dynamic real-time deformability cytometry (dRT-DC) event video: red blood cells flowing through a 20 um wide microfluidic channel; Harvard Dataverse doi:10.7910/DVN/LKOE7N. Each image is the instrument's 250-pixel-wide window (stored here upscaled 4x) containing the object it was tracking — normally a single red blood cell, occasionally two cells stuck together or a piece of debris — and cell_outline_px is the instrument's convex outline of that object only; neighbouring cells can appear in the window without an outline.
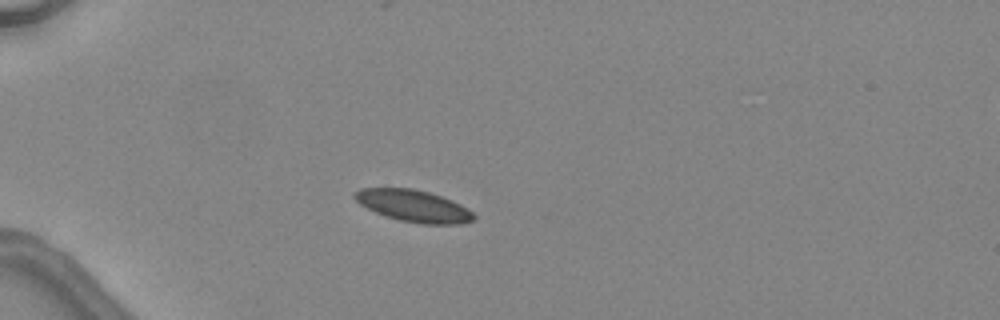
{"species": "common noctule bat (a hibernating species)", "species_latin": "Nyctalus noctula", "temperature_condition": "warm", "stored_images_in_passage": 5, "camera_frame_rate_fps": 3000, "um_per_image_px": 0.085, "animal": {"sex": "female", "body_mass_g": 24.6, "forearm_length_mm": 56.2}, "frame": {"image": 1, "passage_image": 4, "time_ms": 6.333, "image_size_px": [1000, 320], "cell_outline_px": [[476, 216], [472, 220], [460, 224], [424, 224], [400, 220], [376, 212], [360, 204], [352, 196], [352, 192], [360, 188], [412, 188], [428, 192], [452, 200], [468, 208]], "centroid_in_image_um": [35.14, 17.49], "position_along_channel_um": 49.9, "area_um2": 21.96}}